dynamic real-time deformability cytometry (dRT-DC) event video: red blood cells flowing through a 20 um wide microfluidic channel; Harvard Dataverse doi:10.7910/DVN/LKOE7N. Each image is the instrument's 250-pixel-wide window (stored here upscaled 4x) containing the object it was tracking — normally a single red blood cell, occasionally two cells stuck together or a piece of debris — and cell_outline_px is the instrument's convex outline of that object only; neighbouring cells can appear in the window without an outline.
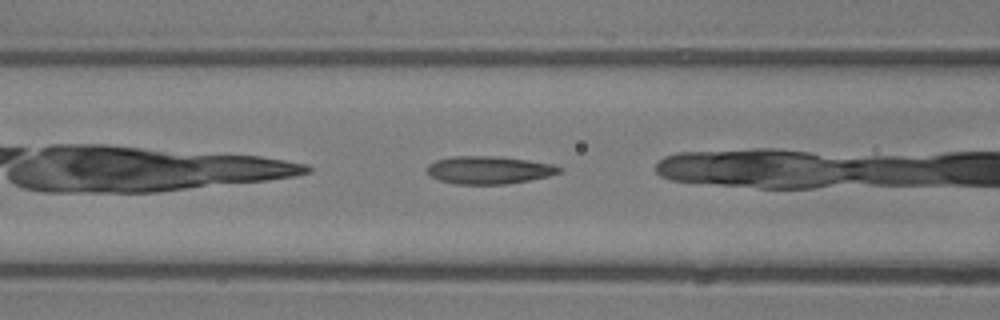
{"species": "common noctule bat (a hibernating species)", "species_latin": "Nyctalus noctula", "temperature_condition": "room temperature", "stored_images_in_passage": 17, "camera_frame_rate_fps": 3000, "um_per_image_px": 0.085, "animal": {"sex": "male", "body_mass_g": 13.3}, "frame": {"image": 1, "passage_image": 4, "time_ms": 1.0, "image_size_px": [1000, 320], "cell_outline_px": [[560, 172], [548, 176], [528, 180], [504, 184], [456, 184], [440, 180], [428, 176], [428, 164], [436, 160], [452, 156], [492, 156], [524, 160], [552, 164], [560, 168]], "centroid_in_image_um": [41.49, 14.45], "position_along_channel_um": 125.1, "area_um2": 21.04}}
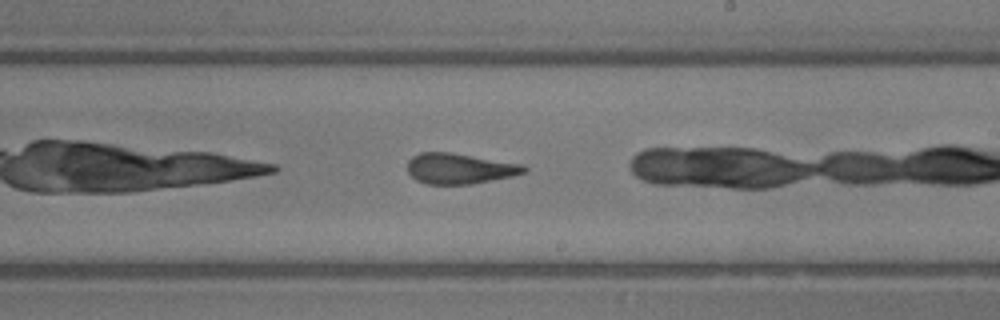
{"frame": {"image": 2, "passage_image": 13, "time_ms": 4.0, "image_size_px": [1000, 320], "cell_outline_px": [[528, 168], [524, 172], [512, 176], [472, 184], [424, 184], [416, 180], [408, 172], [408, 160], [412, 156], [420, 152], [448, 152], [524, 164]], "centroid_in_image_um": [39.05, 14.33], "position_along_channel_um": 250.0, "area_um2": 20.75}}